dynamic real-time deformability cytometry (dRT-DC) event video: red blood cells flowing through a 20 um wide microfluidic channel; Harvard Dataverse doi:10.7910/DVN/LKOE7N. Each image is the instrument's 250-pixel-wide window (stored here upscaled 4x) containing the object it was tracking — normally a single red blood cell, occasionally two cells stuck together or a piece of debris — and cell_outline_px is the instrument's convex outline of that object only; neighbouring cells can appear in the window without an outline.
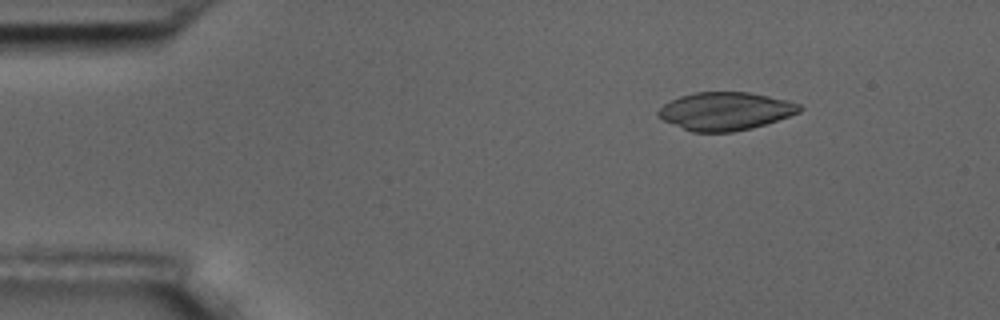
{"species": "common noctule bat (a hibernating species)", "species_latin": "Nyctalus noctula", "temperature_condition": "room temperature", "stored_images_in_passage": 6, "camera_frame_rate_fps": 3000, "um_per_image_px": 0.085, "animal": {"sex": "male", "body_mass_g": 17.5, "forearm_length_mm": 52.3}, "frame": {"image": 1, "passage_image": 2, "time_ms": 1.333, "image_size_px": [1000, 320], "cell_outline_px": [[804, 108], [800, 112], [752, 128], [732, 132], [692, 132], [664, 120], [656, 116], [656, 112], [664, 104], [680, 96], [696, 92], [748, 92], [788, 100], [800, 104]], "centroid_in_image_um": [61.66, 9.44], "position_along_channel_um": 23.3, "area_um2": 31.15}}